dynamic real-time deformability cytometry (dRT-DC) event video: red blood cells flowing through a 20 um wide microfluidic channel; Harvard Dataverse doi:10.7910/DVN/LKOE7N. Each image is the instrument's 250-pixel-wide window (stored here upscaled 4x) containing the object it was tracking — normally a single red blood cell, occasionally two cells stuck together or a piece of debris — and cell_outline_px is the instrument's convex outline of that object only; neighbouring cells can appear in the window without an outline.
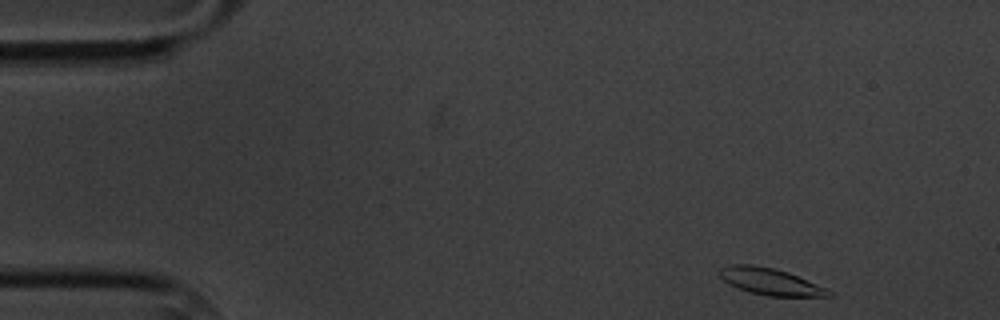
{"species": "common noctule bat (a hibernating species)", "species_latin": "Nyctalus noctula", "temperature_condition": "cold", "stored_images_in_passage": 54, "camera_frame_rate_fps": 3000, "um_per_image_px": 0.085, "animal": {"sex": "male", "body_mass_g": 20.1, "forearm_length_mm": 53.5}, "frame": {"image": 1, "passage_image": 1, "time_ms": 0.0, "image_size_px": [1000, 320], "cell_outline_px": [[836, 296], [768, 296], [748, 292], [728, 284], [720, 276], [720, 268], [732, 264], [752, 264], [776, 268], [788, 272], [824, 288], [832, 292]], "centroid_in_image_um": [65.44, 23.93], "position_along_channel_um": 19.6, "area_um2": 16.88}}
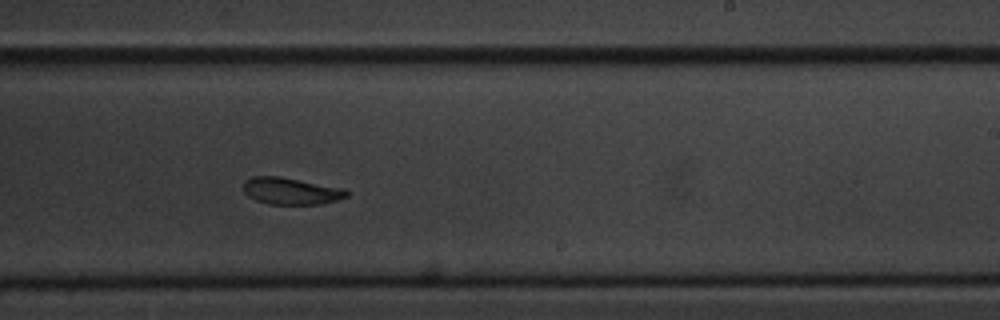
{"frame": {"image": 2, "passage_image": 31, "time_ms": 10.0, "image_size_px": [1000, 320], "cell_outline_px": [[348, 196], [336, 200], [320, 204], [268, 204], [256, 200], [248, 196], [244, 192], [244, 180], [252, 176], [280, 176], [344, 188], [348, 192]], "centroid_in_image_um": [24.72, 16.23], "position_along_channel_um": 264.3, "area_um2": 16.18}}
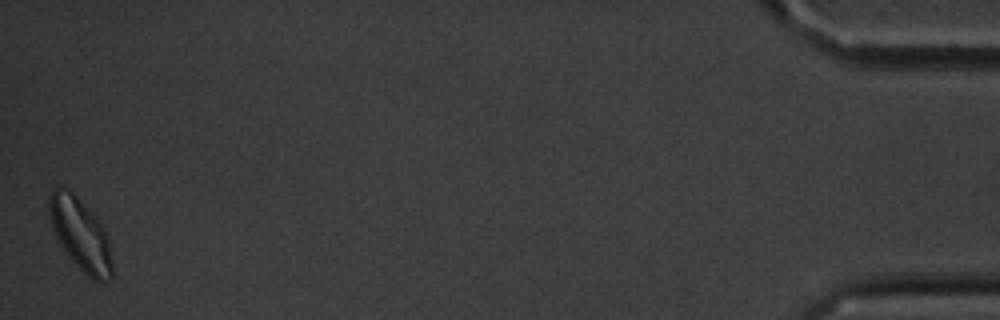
{"frame": {"image": 3, "passage_image": 54, "time_ms": 17.667, "image_size_px": [1000, 320], "cell_outline_px": [[112, 276], [108, 280], [100, 284], [92, 280], [68, 256], [60, 244], [52, 228], [48, 208], [48, 196], [52, 188], [56, 184], [60, 184], [68, 188], [96, 216], [104, 228], [108, 240], [112, 264]], "centroid_in_image_um": [6.81, 19.88], "position_along_channel_um": 428.4, "area_um2": 26.76}, "authors_computed_cell_mechanics": {"area_um2": 17.2533, "velocity_mm_per_s": 3.3308, "shape_relaxation_time_tau1_ms": 2.615, "shape_relaxation_time_tau2_ms": 4.4483, "deformation_change_tau1": 0.1001, "deformation_change_tau2": 0.0917}}